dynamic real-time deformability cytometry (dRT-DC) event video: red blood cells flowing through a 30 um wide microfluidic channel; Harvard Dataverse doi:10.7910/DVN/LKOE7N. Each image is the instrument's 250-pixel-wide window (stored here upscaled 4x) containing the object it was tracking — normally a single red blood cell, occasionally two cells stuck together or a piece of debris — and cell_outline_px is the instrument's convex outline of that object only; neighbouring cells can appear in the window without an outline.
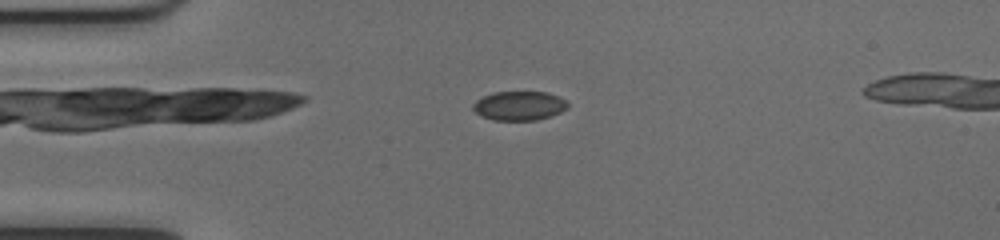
{"species": "common noctule bat (a hibernating species)", "species_latin": "Nyctalus noctula", "temperature_condition": "cold", "stored_images_in_passage": 43, "camera_frame_rate_fps": 3000, "um_per_image_px": 0.085, "animal": {"sex": "female", "body_mass_g": 17.0, "forearm_length_mm": 48.0}, "frame": {"image": 1, "passage_image": 4, "time_ms": 1.0, "image_size_px": [1000, 240], "cell_outline_px": [[568, 108], [560, 112], [536, 120], [492, 120], [480, 116], [472, 108], [472, 104], [476, 100], [484, 96], [496, 92], [548, 92], [560, 96], [568, 104]], "centroid_in_image_um": [44.12, 8.99], "position_along_channel_um": 40.9, "area_um2": 16.07}}
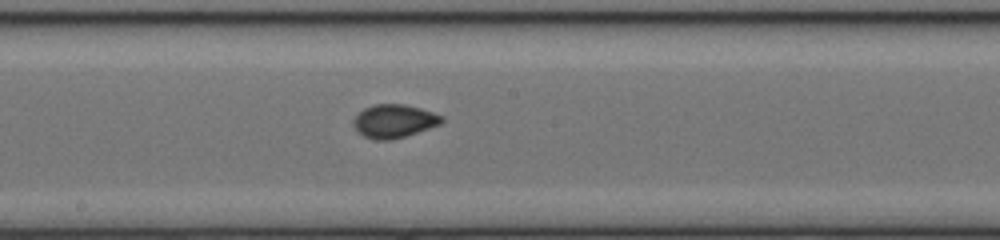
{"frame": {"image": 2, "passage_image": 19, "time_ms": 6.0, "image_size_px": [1000, 240], "cell_outline_px": [[444, 120], [440, 124], [404, 136], [388, 140], [376, 140], [364, 136], [352, 124], [352, 120], [364, 108], [376, 104], [404, 104], [420, 108], [444, 116]], "centroid_in_image_um": [33.49, 10.28], "position_along_channel_um": 214.7, "area_um2": 16.88}}
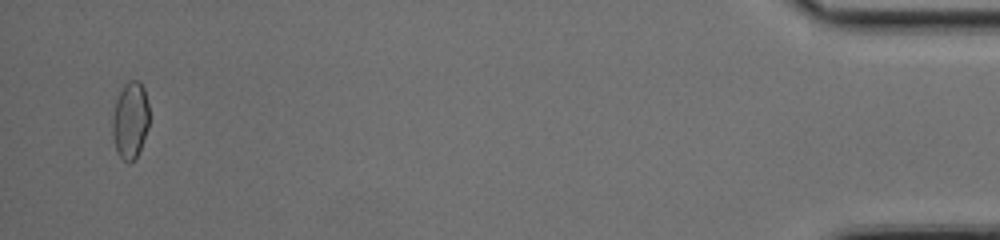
{"frame": {"image": 3, "passage_image": 41, "time_ms": 13.333, "image_size_px": [1000, 240], "cell_outline_px": [[148, 128], [140, 148], [136, 156], [128, 164], [116, 152], [112, 136], [112, 116], [116, 100], [124, 84], [128, 80], [140, 80], [144, 88], [148, 104]], "centroid_in_image_um": [11.06, 10.2], "position_along_channel_um": 424.1, "area_um2": 16.53}}